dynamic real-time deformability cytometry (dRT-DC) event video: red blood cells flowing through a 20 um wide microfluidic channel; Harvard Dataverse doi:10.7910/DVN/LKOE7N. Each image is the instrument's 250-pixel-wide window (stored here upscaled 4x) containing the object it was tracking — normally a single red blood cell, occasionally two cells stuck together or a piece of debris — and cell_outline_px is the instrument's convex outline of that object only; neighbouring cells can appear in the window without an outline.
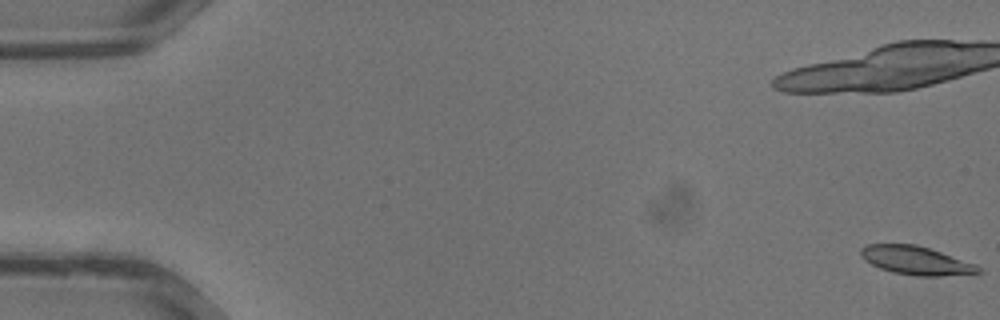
{"species": "common noctule bat (a hibernating species)", "species_latin": "Nyctalus noctula", "temperature_condition": "warm", "stored_images_in_passage": 35, "camera_frame_rate_fps": 3000, "um_per_image_px": 0.085, "animal": {"sex": "male", "body_mass_g": 13.3}, "frame": {"image": 1, "passage_image": 1, "time_ms": 0.0, "image_size_px": [1000, 320], "cell_outline_px": [[984, 272], [940, 276], [916, 276], [892, 272], [880, 268], [864, 260], [860, 256], [860, 248], [868, 244], [916, 244], [976, 264]], "centroid_in_image_um": [77.83, 22.14], "position_along_channel_um": 7.2, "area_um2": 19.42}}
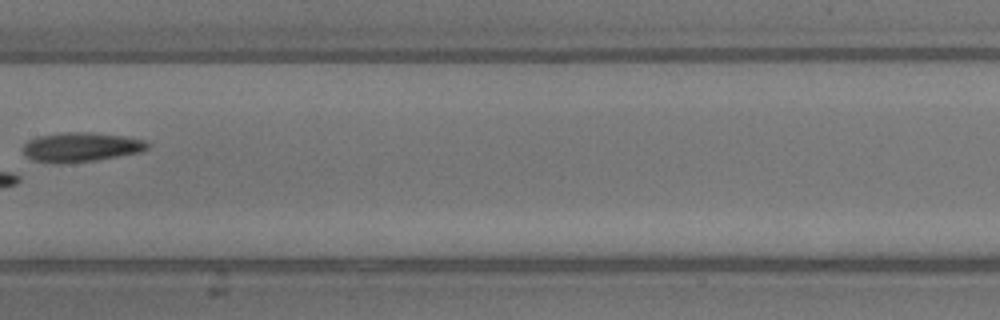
{"frame": {"image": 2, "passage_image": 20, "time_ms": 6.333, "image_size_px": [1000, 320], "cell_outline_px": [[148, 148], [140, 152], [96, 160], [60, 164], [32, 160], [24, 152], [24, 144], [28, 140], [40, 136], [64, 132], [88, 132], [124, 136], [144, 140], [148, 144]], "centroid_in_image_um": [6.88, 12.5], "position_along_channel_um": 200.5, "area_um2": 21.1}}